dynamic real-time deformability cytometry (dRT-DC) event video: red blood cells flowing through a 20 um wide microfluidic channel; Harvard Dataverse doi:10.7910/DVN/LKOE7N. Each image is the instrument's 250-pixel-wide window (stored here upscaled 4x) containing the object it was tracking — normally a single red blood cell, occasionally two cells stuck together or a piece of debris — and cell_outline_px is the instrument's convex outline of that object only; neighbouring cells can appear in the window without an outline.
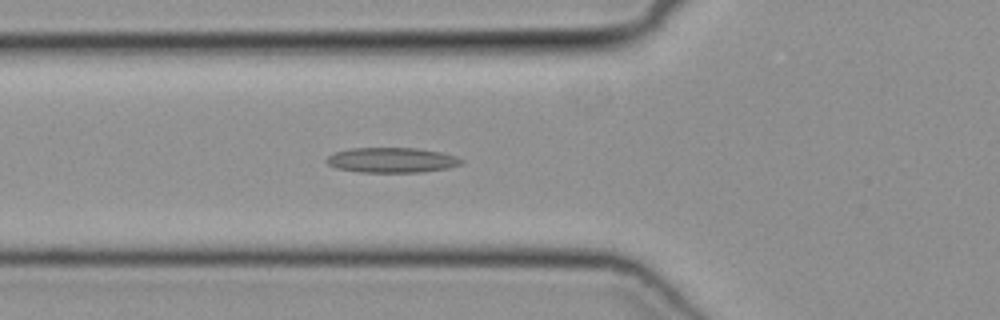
{"species": "common noctule bat (a hibernating species)", "species_latin": "Nyctalus noctula", "temperature_condition": "cold", "stored_images_in_passage": 49, "camera_frame_rate_fps": 3000, "um_per_image_px": 0.085, "animal": {"sex": "female", "body_mass_g": 19.3, "forearm_length_mm": 54.1}, "frame": {"image": 1, "passage_image": 18, "time_ms": 5.667, "image_size_px": [1000, 320], "cell_outline_px": [[464, 164], [448, 168], [424, 172], [360, 172], [336, 168], [328, 164], [324, 160], [328, 156], [336, 152], [352, 148], [416, 148], [440, 152], [456, 156], [464, 160]], "centroid_in_image_um": [33.33, 13.61], "position_along_channel_um": 92.5, "area_um2": 19.77}}
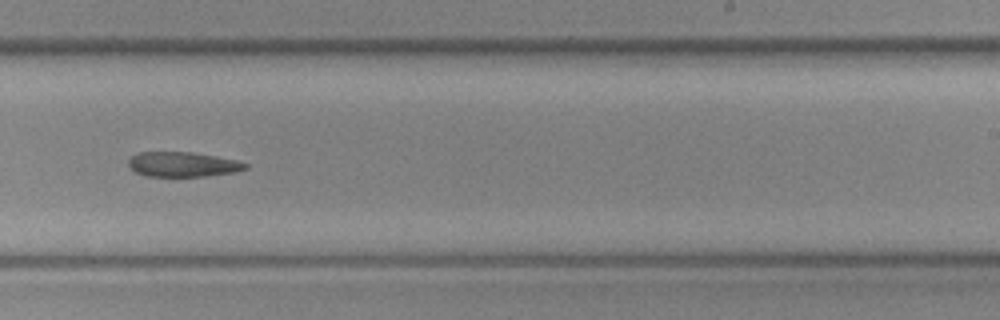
{"frame": {"image": 2, "passage_image": 31, "time_ms": 10.0, "image_size_px": [1000, 320], "cell_outline_px": [[248, 168], [236, 172], [204, 176], [144, 176], [136, 172], [128, 164], [128, 160], [132, 156], [140, 152], [192, 152], [216, 156], [236, 160], [248, 164]], "centroid_in_image_um": [15.55, 13.97], "position_along_channel_um": 273.5, "area_um2": 16.88}}
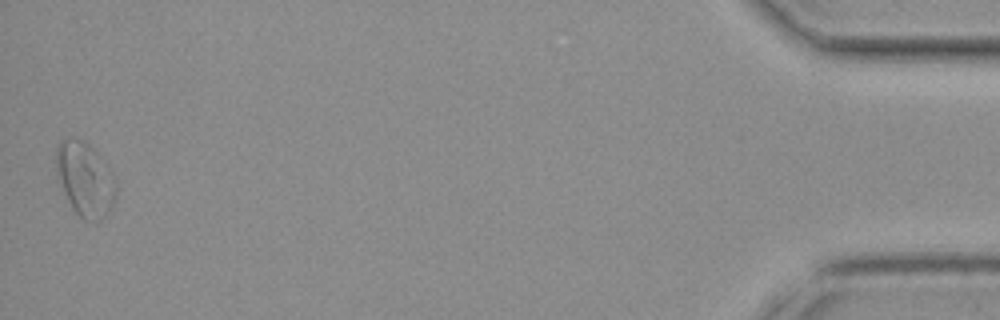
{"frame": {"image": 3, "passage_image": 49, "time_ms": 16.0, "image_size_px": [1000, 320], "cell_outline_px": [[116, 200], [104, 216], [96, 224], [84, 220], [72, 208], [56, 180], [56, 148], [60, 140], [72, 136], [84, 140], [96, 148], [112, 172], [116, 184]], "centroid_in_image_um": [7.22, 15.2], "position_along_channel_um": 428.0, "area_um2": 26.76}}